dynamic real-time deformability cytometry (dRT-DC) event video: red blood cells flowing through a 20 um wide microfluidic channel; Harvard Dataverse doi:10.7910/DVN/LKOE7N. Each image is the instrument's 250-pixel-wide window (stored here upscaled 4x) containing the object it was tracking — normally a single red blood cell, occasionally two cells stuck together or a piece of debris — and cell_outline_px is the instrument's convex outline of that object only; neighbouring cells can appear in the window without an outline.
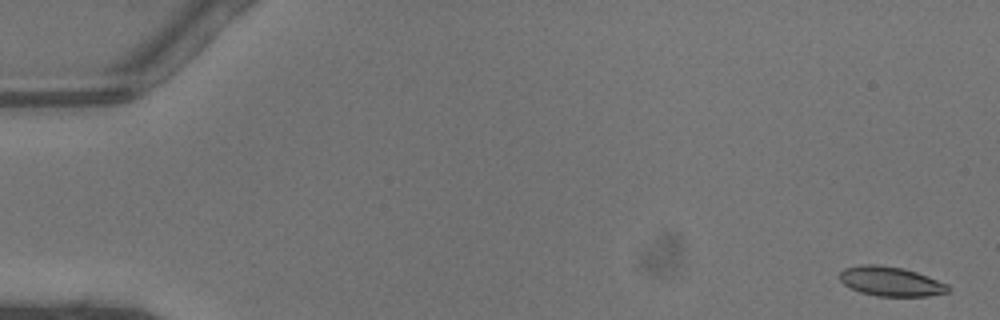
{"species": "common noctule bat (a hibernating species)", "species_latin": "Nyctalus noctula", "temperature_condition": "warm", "stored_images_in_passage": 46, "camera_frame_rate_fps": 3000, "um_per_image_px": 0.085, "animal": {"sex": "male", "body_mass_g": 13.3}, "frame": {"image": 1, "passage_image": 1, "time_ms": 0.0, "image_size_px": [1000, 320], "cell_outline_px": [[948, 292], [928, 296], [876, 296], [860, 292], [844, 284], [840, 280], [840, 272], [844, 268], [860, 264], [876, 264], [904, 268], [916, 272], [948, 284]], "centroid_in_image_um": [75.69, 23.91], "position_along_channel_um": 9.3, "area_um2": 18.55}}
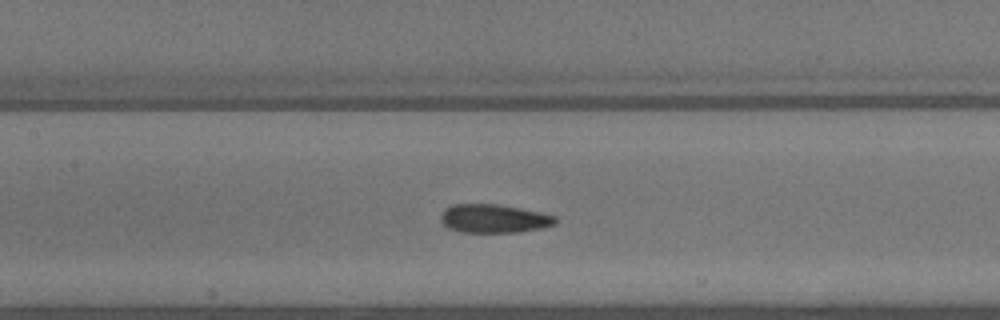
{"frame": {"image": 2, "passage_image": 22, "time_ms": 7.0, "image_size_px": [1000, 320], "cell_outline_px": [[556, 224], [540, 228], [520, 232], [460, 232], [448, 228], [440, 220], [440, 216], [444, 208], [452, 204], [500, 204], [540, 212], [556, 216]], "centroid_in_image_um": [41.95, 18.57], "position_along_channel_um": 165.4, "area_um2": 19.19}}
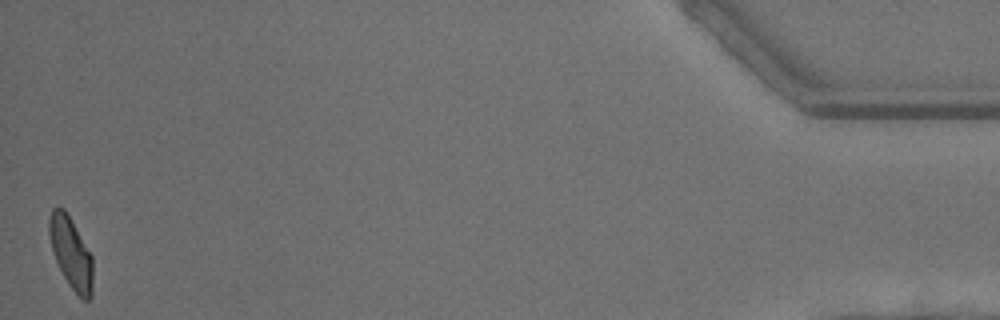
{"frame": {"image": 3, "passage_image": 46, "time_ms": 15.0, "image_size_px": [1000, 320], "cell_outline_px": [[92, 296], [88, 300], [80, 300], [68, 284], [56, 260], [52, 248], [48, 232], [48, 216], [52, 208], [56, 204], [64, 208], [92, 256]], "centroid_in_image_um": [6.01, 21.49], "position_along_channel_um": 429.2, "area_um2": 18.21}, "authors_computed_cell_mechanics": {"area_um2": 19.1896, "velocity_mm_per_s": 4.4939, "shape_relaxation_time_tau1_ms": 4.6828, "shape_relaxation_time_tau2_ms": 1.2331, "deformation_change_tau1": 0.1407, "deformation_change_tau2": 0.0682}}